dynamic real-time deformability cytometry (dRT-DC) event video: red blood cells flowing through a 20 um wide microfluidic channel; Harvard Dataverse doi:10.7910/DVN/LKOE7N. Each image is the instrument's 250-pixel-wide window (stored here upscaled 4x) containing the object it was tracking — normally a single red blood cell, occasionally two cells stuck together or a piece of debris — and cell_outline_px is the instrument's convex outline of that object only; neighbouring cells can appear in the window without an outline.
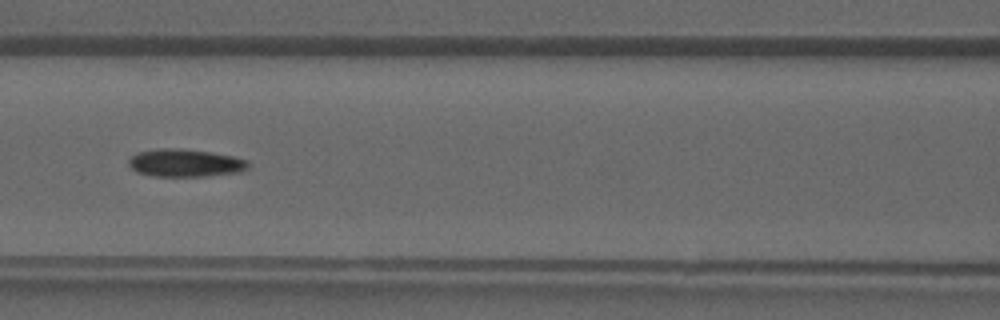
{"species": "common noctule bat (a hibernating species)", "species_latin": "Nyctalus noctula", "temperature_condition": "warm", "stored_images_in_passage": 24, "camera_frame_rate_fps": 3000, "um_per_image_px": 0.085, "animal": {"sex": "male", "forearm_length_mm": 52.5}, "frame": {"image": 1, "passage_image": 7, "time_ms": 2.0, "image_size_px": [1000, 320], "cell_outline_px": [[248, 168], [240, 172], [204, 176], [156, 176], [136, 172], [128, 164], [128, 160], [132, 156], [140, 152], [160, 148], [180, 148], [212, 152], [232, 156], [248, 160]], "centroid_in_image_um": [15.75, 13.85], "position_along_channel_um": 150.8, "area_um2": 19.25}}
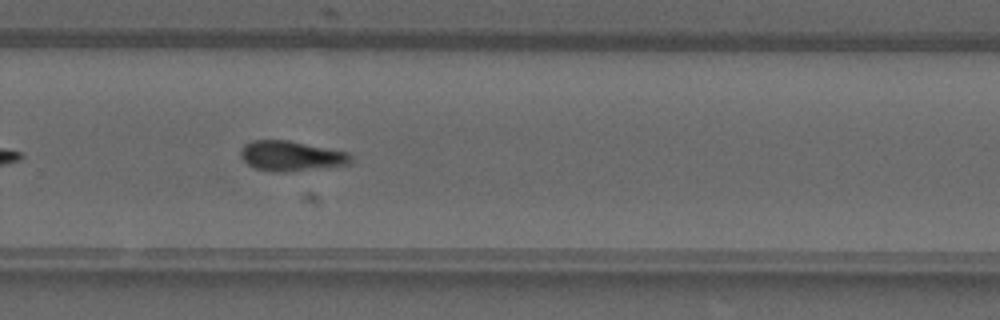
{"frame": {"image": 2, "passage_image": 16, "time_ms": 5.0, "image_size_px": [1000, 320], "cell_outline_px": [[352, 160], [348, 164], [284, 172], [272, 172], [256, 168], [248, 164], [240, 156], [240, 148], [244, 144], [252, 140], [288, 140], [348, 152], [352, 156]], "centroid_in_image_um": [24.71, 13.24], "position_along_channel_um": 305.1, "area_um2": 19.19}}
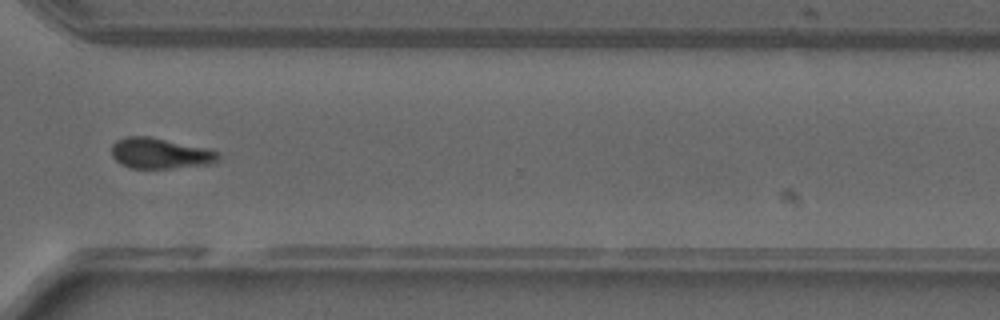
{"frame": {"image": 3, "passage_image": 19, "time_ms": 6.0, "image_size_px": [1000, 320], "cell_outline_px": [[220, 160], [212, 164], [168, 168], [128, 168], [120, 164], [112, 156], [112, 144], [116, 140], [124, 136], [148, 136], [212, 148], [220, 152]], "centroid_in_image_um": [13.66, 13.02], "position_along_channel_um": 356.9, "area_um2": 19.54}}